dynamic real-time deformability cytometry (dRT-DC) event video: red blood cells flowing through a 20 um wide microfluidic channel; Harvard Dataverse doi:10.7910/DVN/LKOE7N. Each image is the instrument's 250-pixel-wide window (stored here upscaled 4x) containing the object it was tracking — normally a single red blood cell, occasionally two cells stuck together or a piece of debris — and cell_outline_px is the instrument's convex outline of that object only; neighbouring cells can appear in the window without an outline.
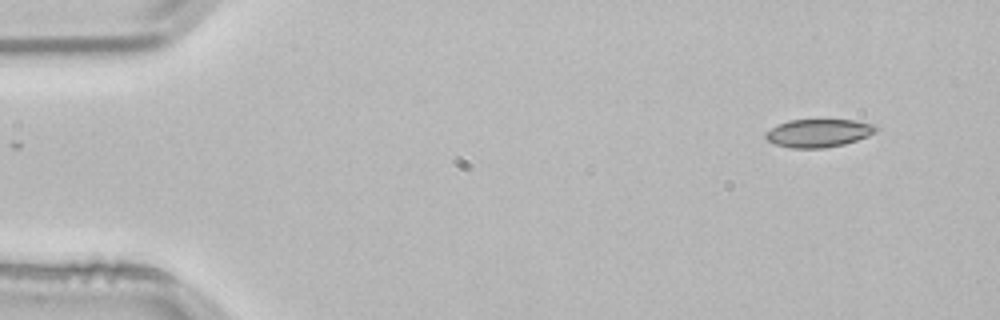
{"species": "common noctule bat (a hibernating species)", "species_latin": "Nyctalus noctula", "temperature_condition": "room temperature", "stored_images_in_passage": 49, "camera_frame_rate_fps": 3000, "um_per_image_px": 0.085, "animal": {"sex": "male", "body_mass_g": 21.5, "forearm_length_mm": 52.0}, "frame": {"image": 1, "passage_image": 1, "time_ms": 0.0, "image_size_px": [1000, 320], "cell_outline_px": [[880, 128], [876, 132], [868, 136], [844, 144], [824, 148], [792, 148], [776, 144], [768, 140], [764, 136], [764, 132], [776, 124], [788, 120], [856, 120], [876, 124]], "centroid_in_image_um": [69.59, 11.3], "position_along_channel_um": 15.4, "area_um2": 18.26}}
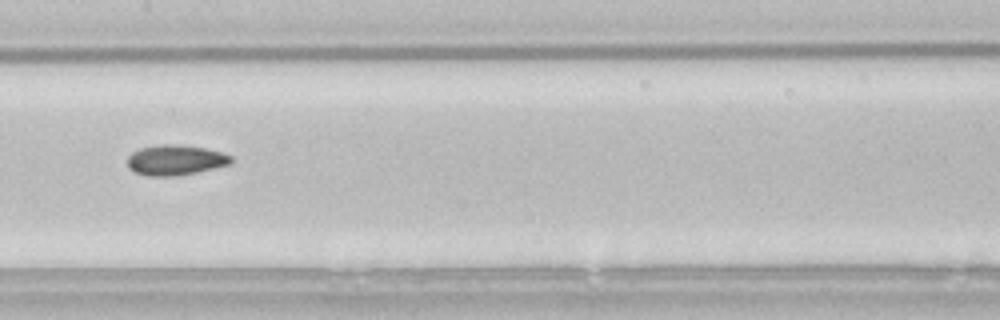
{"frame": {"image": 2, "passage_image": 23, "time_ms": 7.333, "image_size_px": [1000, 320], "cell_outline_px": [[232, 164], [196, 172], [176, 176], [148, 176], [136, 172], [128, 168], [128, 156], [132, 152], [140, 148], [164, 144], [172, 144], [204, 148], [220, 152], [232, 156]], "centroid_in_image_um": [14.91, 13.61], "position_along_channel_um": 192.5, "area_um2": 18.15}}
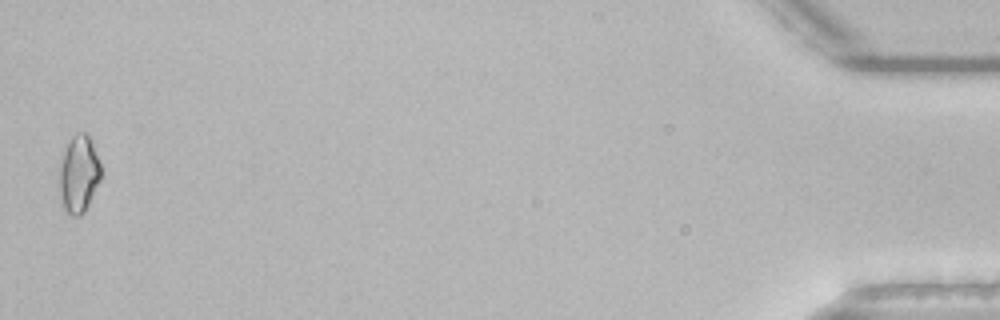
{"frame": {"image": 3, "passage_image": 49, "time_ms": 16.0, "image_size_px": [1000, 320], "cell_outline_px": [[100, 180], [84, 212], [80, 216], [72, 216], [64, 208], [60, 196], [60, 164], [64, 152], [72, 136], [76, 132], [84, 132], [88, 136], [92, 144], [100, 164]], "centroid_in_image_um": [6.69, 14.81], "position_along_channel_um": 428.5, "area_um2": 18.21}}